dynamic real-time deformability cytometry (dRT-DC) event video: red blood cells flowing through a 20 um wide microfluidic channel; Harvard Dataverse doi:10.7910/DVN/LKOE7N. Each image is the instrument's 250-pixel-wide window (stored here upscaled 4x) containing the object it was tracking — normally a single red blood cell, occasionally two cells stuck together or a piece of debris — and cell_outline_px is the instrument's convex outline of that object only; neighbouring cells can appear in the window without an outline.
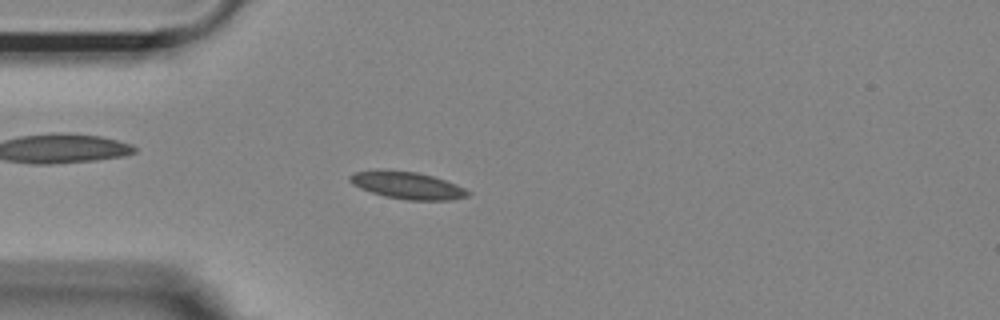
{"species": "Egyptian fruit bat (a non-hibernating species)", "species_latin": "Rousettus aegyptiacus", "temperature_condition": "room temperature", "stored_images_in_passage": 9, "camera_frame_rate_fps": 3000, "um_per_image_px": 0.085, "animal": {"sex": "female"}, "frame": {"image": 1, "passage_image": 4, "time_ms": 1.0, "image_size_px": [1000, 320], "cell_outline_px": [[472, 192], [468, 196], [452, 200], [408, 200], [384, 196], [360, 188], [352, 184], [348, 180], [348, 176], [352, 172], [372, 168], [376, 168], [416, 172], [432, 176], [456, 184]], "centroid_in_image_um": [34.55, 15.73], "position_along_channel_um": 50.4, "area_um2": 19.07}}
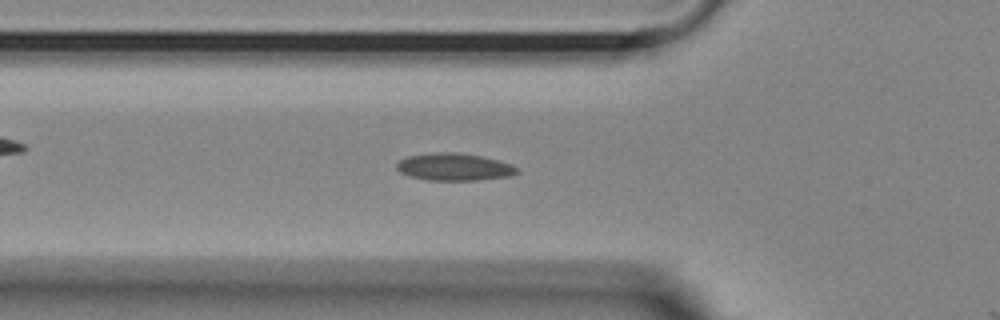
{"frame": {"image": 2, "passage_image": 8, "time_ms": 2.333, "image_size_px": [1000, 320], "cell_outline_px": [[520, 172], [512, 176], [480, 180], [428, 180], [408, 176], [400, 172], [396, 168], [396, 164], [400, 160], [408, 156], [436, 152], [456, 152], [480, 156], [512, 164]], "centroid_in_image_um": [38.61, 14.2], "position_along_channel_um": 87.2, "area_um2": 19.19}}